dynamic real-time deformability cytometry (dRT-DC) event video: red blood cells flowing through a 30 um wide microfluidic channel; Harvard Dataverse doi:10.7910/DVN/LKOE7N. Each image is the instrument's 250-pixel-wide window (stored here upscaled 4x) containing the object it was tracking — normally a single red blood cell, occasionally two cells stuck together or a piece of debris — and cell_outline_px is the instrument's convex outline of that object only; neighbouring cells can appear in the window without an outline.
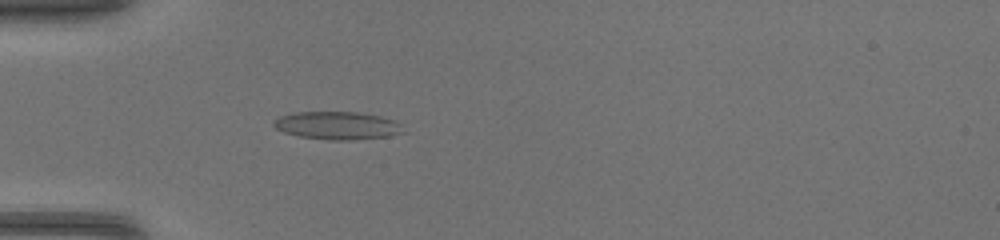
{"species": "common noctule bat (a hibernating species)", "species_latin": "Nyctalus noctula", "temperature_condition": "warm", "stored_images_in_passage": 33, "camera_frame_rate_fps": 3000, "um_per_image_px": 0.085, "animal": {"sex": "female", "body_mass_g": 17.0, "forearm_length_mm": 48.0}, "frame": {"image": 1, "passage_image": 6, "time_ms": 1.667, "image_size_px": [1000, 240], "cell_outline_px": [[404, 132], [388, 136], [352, 140], [332, 140], [300, 136], [284, 132], [276, 128], [272, 124], [272, 120], [280, 116], [296, 112], [356, 112], [380, 116], [396, 120], [400, 124]], "centroid_in_image_um": [28.66, 10.66], "position_along_channel_um": 56.3, "area_um2": 20.98}}
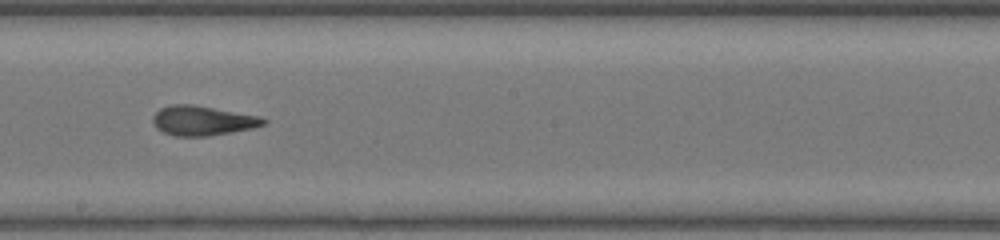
{"frame": {"image": 2, "passage_image": 18, "time_ms": 5.667, "image_size_px": [1000, 240], "cell_outline_px": [[268, 120], [264, 124], [252, 128], [208, 136], [172, 136], [156, 128], [152, 120], [152, 116], [160, 108], [172, 104], [192, 104], [256, 116]], "centroid_in_image_um": [17.15, 10.26], "position_along_channel_um": 231.1, "area_um2": 18.84}}
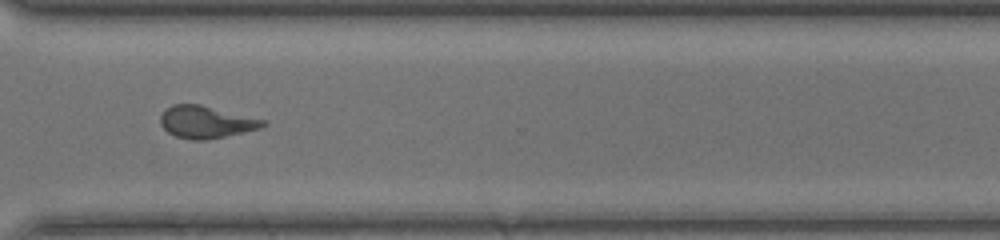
{"frame": {"image": 3, "passage_image": 26, "time_ms": 8.333, "image_size_px": [1000, 240], "cell_outline_px": [[268, 124], [260, 128], [244, 132], [208, 140], [192, 140], [176, 136], [168, 132], [160, 124], [160, 116], [164, 108], [172, 104], [200, 104], [264, 120]], "centroid_in_image_um": [17.47, 10.37], "position_along_channel_um": 353.1, "area_um2": 19.25}}